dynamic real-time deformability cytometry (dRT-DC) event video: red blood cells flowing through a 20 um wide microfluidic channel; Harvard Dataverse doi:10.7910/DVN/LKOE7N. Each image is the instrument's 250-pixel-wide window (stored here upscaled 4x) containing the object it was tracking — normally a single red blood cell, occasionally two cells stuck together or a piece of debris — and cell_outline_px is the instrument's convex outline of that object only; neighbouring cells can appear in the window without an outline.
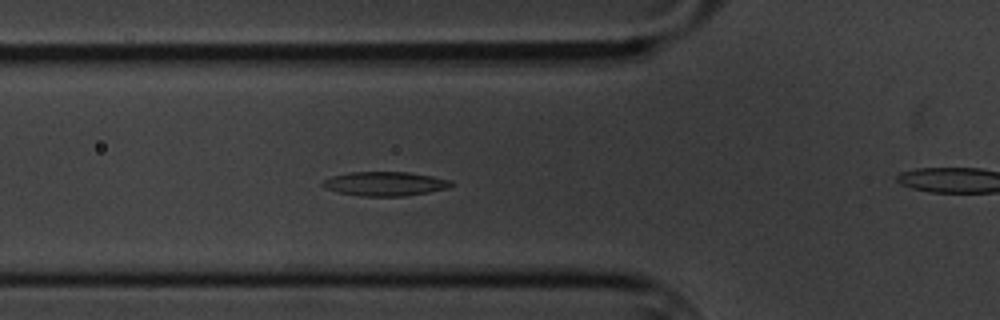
{"species": "common noctule bat (a hibernating species)", "species_latin": "Nyctalus noctula", "temperature_condition": "cold", "stored_images_in_passage": 61, "camera_frame_rate_fps": 3000, "um_per_image_px": 0.085, "animal": {"sex": "male", "body_mass_g": 20.1, "forearm_length_mm": 53.5}, "frame": {"image": 1, "passage_image": 21, "time_ms": 6.667, "image_size_px": [1000, 320], "cell_outline_px": [[452, 184], [448, 188], [428, 192], [404, 196], [360, 196], [340, 192], [324, 188], [320, 184], [324, 180], [332, 176], [348, 172], [408, 172], [432, 176], [452, 180]], "centroid_in_image_um": [32.71, 15.61], "position_along_channel_um": 93.1, "area_um2": 18.03}}
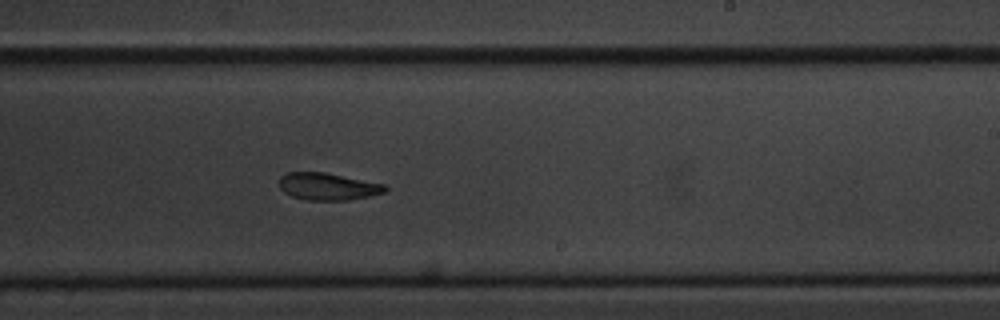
{"frame": {"image": 2, "passage_image": 36, "time_ms": 11.667, "image_size_px": [1000, 320], "cell_outline_px": [[388, 188], [384, 192], [372, 196], [348, 200], [308, 200], [292, 196], [284, 192], [280, 188], [280, 176], [288, 172], [324, 172], [384, 184]], "centroid_in_image_um": [27.87, 15.85], "position_along_channel_um": 261.1, "area_um2": 16.7}}
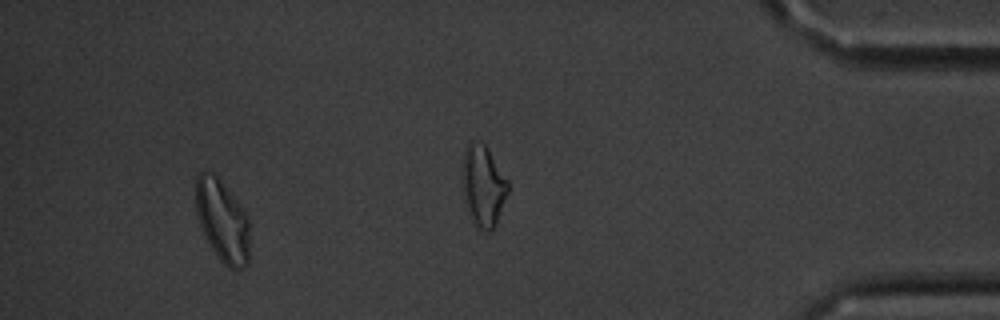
{"frame": {"image": 3, "passage_image": 56, "time_ms": 18.333, "image_size_px": [1000, 320], "cell_outline_px": [[248, 264], [244, 268], [236, 272], [228, 268], [216, 256], [200, 224], [196, 212], [196, 176], [200, 172], [212, 172], [220, 180], [236, 200], [244, 212], [248, 220]], "centroid_in_image_um": [18.9, 18.81], "position_along_channel_um": 416.3, "area_um2": 25.43}, "authors_computed_cell_mechanics": {"area_um2": 18.1492, "velocity_mm_per_s": 3.3557, "shape_relaxation_time_tau1_ms": 7.3308, "shape_relaxation_time_tau2_ms": 5.0308, "deformation_change_tau1": 0.1546, "deformation_change_tau2": 0.1134}}